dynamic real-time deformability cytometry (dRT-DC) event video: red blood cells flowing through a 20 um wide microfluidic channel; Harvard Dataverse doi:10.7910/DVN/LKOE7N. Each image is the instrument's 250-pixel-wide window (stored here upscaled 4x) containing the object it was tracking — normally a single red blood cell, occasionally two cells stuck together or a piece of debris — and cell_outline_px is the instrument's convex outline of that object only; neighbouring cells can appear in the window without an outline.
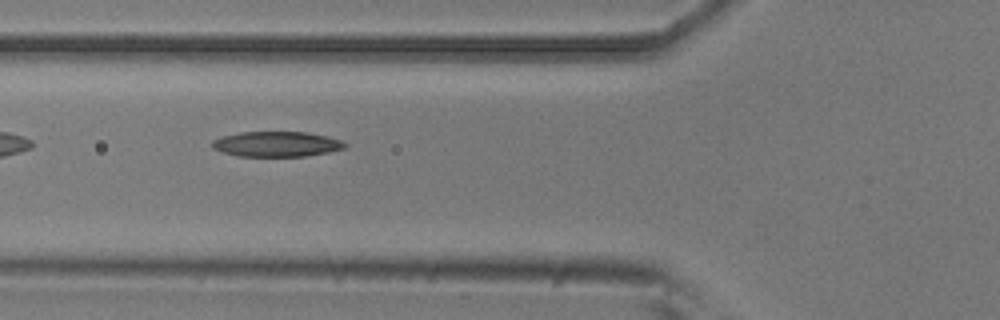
{"species": "common noctule bat (a hibernating species)", "species_latin": "Nyctalus noctula", "temperature_condition": "room temperature", "stored_images_in_passage": 15, "camera_frame_rate_fps": 3000, "um_per_image_px": 0.085, "animal": {"sex": "male", "body_mass_g": 20.5, "forearm_length_mm": 52.5}, "frame": {"image": 1, "passage_image": 3, "time_ms": 0.667, "image_size_px": [1000, 320], "cell_outline_px": [[348, 144], [344, 148], [328, 152], [304, 156], [236, 156], [212, 148], [212, 140], [224, 136], [240, 132], [308, 132], [340, 140]], "centroid_in_image_um": [23.49, 12.25], "position_along_channel_um": 102.3, "area_um2": 19.31}}
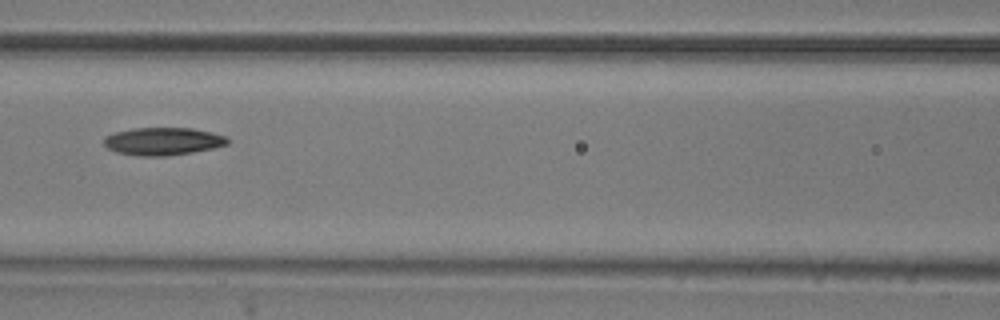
{"frame": {"image": 2, "passage_image": 7, "time_ms": 2.0, "image_size_px": [1000, 320], "cell_outline_px": [[228, 144], [212, 148], [192, 152], [168, 156], [136, 156], [116, 152], [108, 148], [104, 144], [104, 136], [116, 132], [132, 128], [192, 128], [212, 132], [228, 136]], "centroid_in_image_um": [13.85, 12.01], "position_along_channel_um": 152.8, "area_um2": 20.06}}
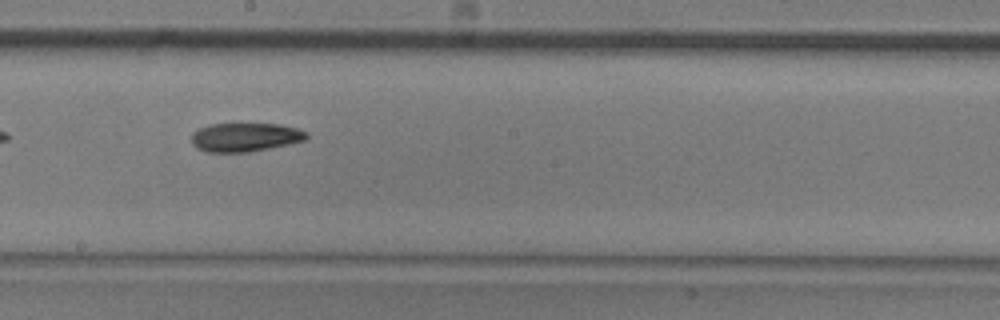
{"frame": {"image": 3, "passage_image": 13, "time_ms": 4.0, "image_size_px": [1000, 320], "cell_outline_px": [[308, 136], [304, 140], [288, 144], [248, 152], [208, 152], [196, 148], [192, 144], [192, 132], [208, 124], [240, 120], [280, 124], [296, 128], [308, 132]], "centroid_in_image_um": [20.8, 11.59], "position_along_channel_um": 227.4, "area_um2": 20.23}}